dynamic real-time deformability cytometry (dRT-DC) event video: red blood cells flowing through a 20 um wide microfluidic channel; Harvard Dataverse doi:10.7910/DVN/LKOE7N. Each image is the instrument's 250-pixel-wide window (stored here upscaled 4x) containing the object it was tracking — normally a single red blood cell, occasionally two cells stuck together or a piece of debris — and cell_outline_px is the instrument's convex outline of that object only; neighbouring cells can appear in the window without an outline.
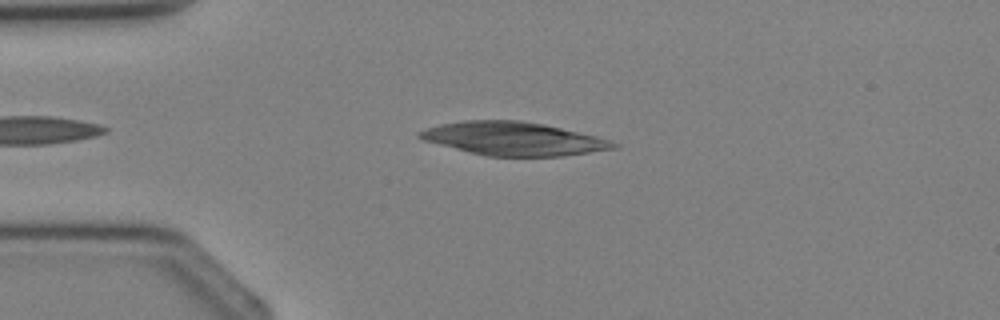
{"species": "Egyptian fruit bat (a non-hibernating species)", "species_latin": "Rousettus aegyptiacus", "temperature_condition": "cold", "stored_images_in_passage": 3, "camera_frame_rate_fps": 3000, "um_per_image_px": 0.085, "animal": {"sex": "female"}, "frame": {"image": 1, "passage_image": 3, "time_ms": 2.333, "image_size_px": [1000, 320], "cell_outline_px": [[620, 148], [564, 156], [488, 156], [424, 140], [416, 136], [416, 132], [440, 124], [464, 120], [520, 120], [544, 124], [596, 136], [612, 140], [620, 144]], "centroid_in_image_um": [43.72, 11.78], "position_along_channel_um": 41.3, "area_um2": 37.51}}